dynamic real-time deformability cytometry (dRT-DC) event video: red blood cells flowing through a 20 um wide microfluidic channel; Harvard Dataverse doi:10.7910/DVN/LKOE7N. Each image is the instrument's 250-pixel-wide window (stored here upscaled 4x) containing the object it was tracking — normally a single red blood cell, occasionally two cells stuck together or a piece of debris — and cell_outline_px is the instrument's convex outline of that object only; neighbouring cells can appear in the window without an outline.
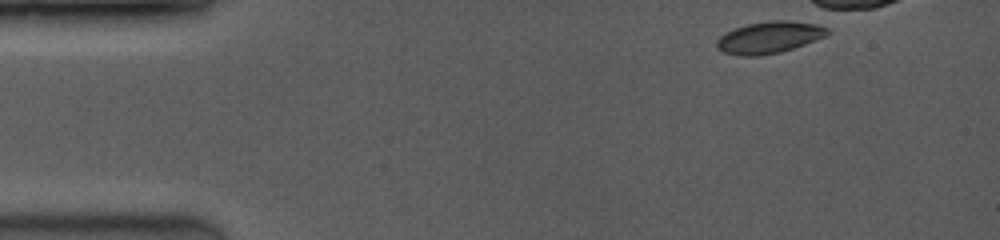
{"species": "common noctule bat (a hibernating species)", "species_latin": "Nyctalus noctula", "temperature_condition": "room temperature", "stored_images_in_passage": 34, "camera_frame_rate_fps": 3500, "um_per_image_px": 0.085, "animal": {"sex": "female", "body_mass_g": 19.0, "forearm_length_mm": 53.3}, "frame": {"image": 1, "passage_image": 1, "time_ms": 0.0, "image_size_px": [1000, 240], "cell_outline_px": [[832, 32], [816, 40], [780, 52], [756, 56], [740, 56], [724, 52], [716, 48], [716, 40], [724, 32], [748, 24], [768, 20], [788, 20], [816, 24], [828, 28]], "centroid_in_image_um": [65.37, 3.17], "position_along_channel_um": 19.6, "area_um2": 20.52}}
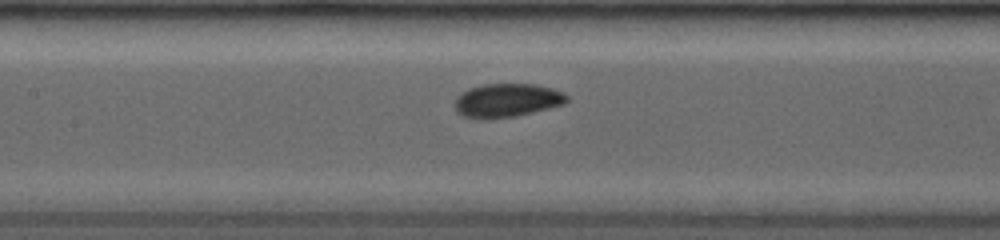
{"frame": {"image": 2, "passage_image": 15, "time_ms": 5.714, "image_size_px": [1000, 240], "cell_outline_px": [[568, 100], [564, 104], [516, 116], [480, 120], [464, 116], [456, 112], [456, 96], [460, 92], [468, 88], [484, 84], [536, 84], [552, 88], [564, 92], [568, 96]], "centroid_in_image_um": [43.07, 8.53], "position_along_channel_um": 164.3, "area_um2": 22.14}}
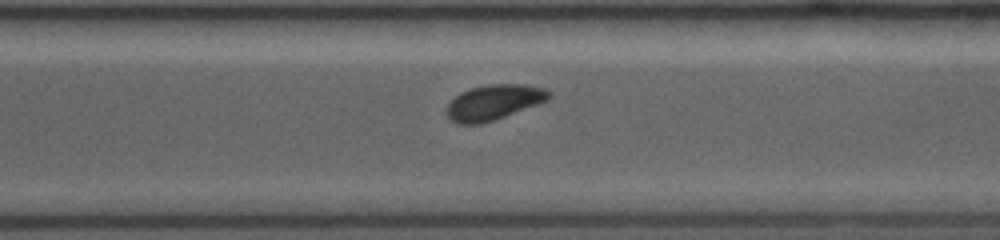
{"frame": {"image": 3, "passage_image": 31, "time_ms": 9.714, "image_size_px": [1000, 240], "cell_outline_px": [[552, 96], [548, 100], [504, 116], [480, 124], [456, 124], [444, 112], [448, 104], [460, 92], [472, 88], [488, 84], [524, 84], [544, 88]], "centroid_in_image_um": [41.94, 8.69], "position_along_channel_um": 328.7, "area_um2": 20.75}}